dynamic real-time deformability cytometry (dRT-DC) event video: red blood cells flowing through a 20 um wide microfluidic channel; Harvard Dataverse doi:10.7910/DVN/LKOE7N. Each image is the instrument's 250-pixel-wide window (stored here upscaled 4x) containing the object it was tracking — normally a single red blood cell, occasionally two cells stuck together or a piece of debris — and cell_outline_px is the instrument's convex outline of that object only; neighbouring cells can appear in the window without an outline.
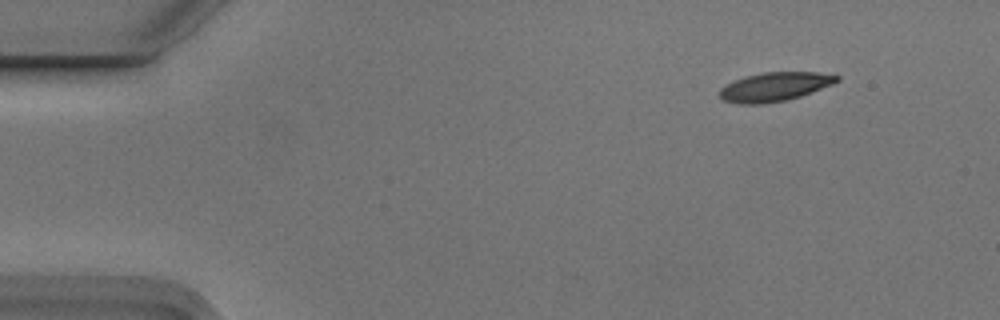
{"species": "Egyptian fruit bat (a non-hibernating species)", "species_latin": "Rousettus aegyptiacus", "temperature_condition": "cold", "stored_images_in_passage": 4, "camera_frame_rate_fps": 3000, "um_per_image_px": 0.085, "animal": {"sex": "male"}, "frame": {"image": 1, "passage_image": 4, "time_ms": 1.0, "image_size_px": [1000, 320], "cell_outline_px": [[840, 80], [832, 84], [812, 92], [788, 100], [760, 104], [740, 104], [724, 100], [720, 96], [720, 88], [724, 84], [744, 76], [764, 72], [820, 72], [840, 76]], "centroid_in_image_um": [65.84, 7.37], "position_along_channel_um": 19.2, "area_um2": 19.83}}